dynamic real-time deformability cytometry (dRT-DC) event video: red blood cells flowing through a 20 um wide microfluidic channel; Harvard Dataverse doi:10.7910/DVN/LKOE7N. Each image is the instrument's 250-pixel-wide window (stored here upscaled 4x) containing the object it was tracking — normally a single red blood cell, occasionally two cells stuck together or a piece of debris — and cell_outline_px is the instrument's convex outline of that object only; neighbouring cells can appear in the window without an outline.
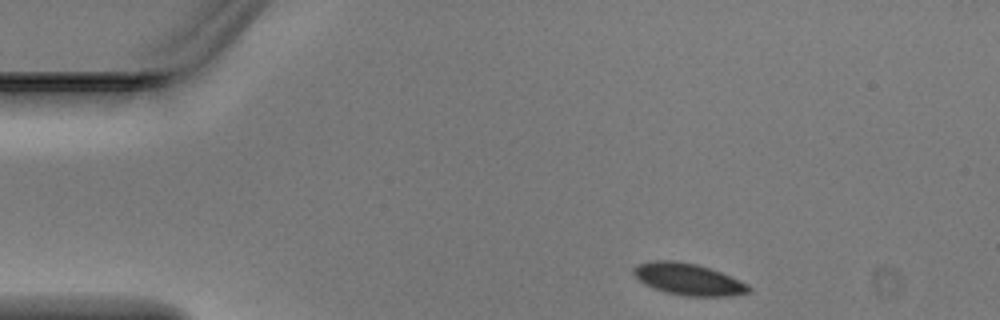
{"species": "Egyptian fruit bat (a non-hibernating species)", "species_latin": "Rousettus aegyptiacus", "temperature_condition": "warm", "stored_images_in_passage": 6, "camera_frame_rate_fps": 3000, "um_per_image_px": 0.085, "animal": {"sex": "male"}, "frame": {"image": 1, "passage_image": 1, "time_ms": 0.0, "image_size_px": [1000, 320], "cell_outline_px": [[752, 292], [732, 296], [684, 296], [664, 292], [652, 288], [644, 284], [632, 272], [632, 268], [636, 264], [652, 260], [672, 260], [696, 264], [720, 272], [748, 284], [752, 288]], "centroid_in_image_um": [58.49, 23.74], "position_along_channel_um": 26.5, "area_um2": 21.44}}
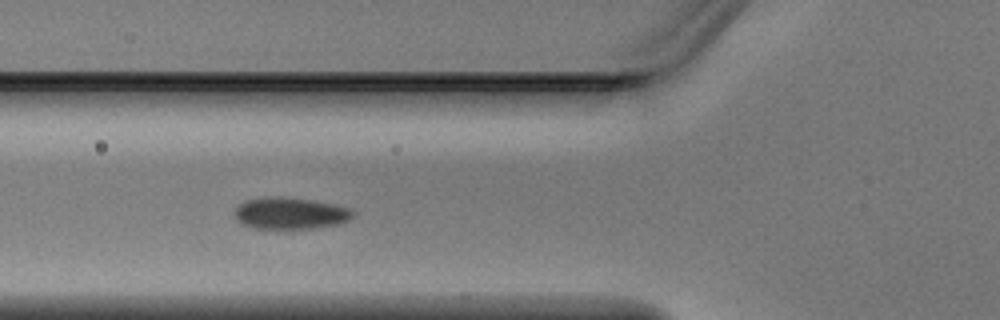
{"frame": {"image": 2, "passage_image": 4, "time_ms": 1.0, "image_size_px": [1000, 320], "cell_outline_px": [[356, 216], [348, 220], [336, 224], [312, 228], [256, 228], [240, 224], [236, 220], [232, 212], [236, 204], [244, 200], [264, 196], [280, 196], [312, 200], [336, 204], [348, 208], [356, 212]], "centroid_in_image_um": [24.6, 18.1], "position_along_channel_um": 101.2, "area_um2": 22.31}}
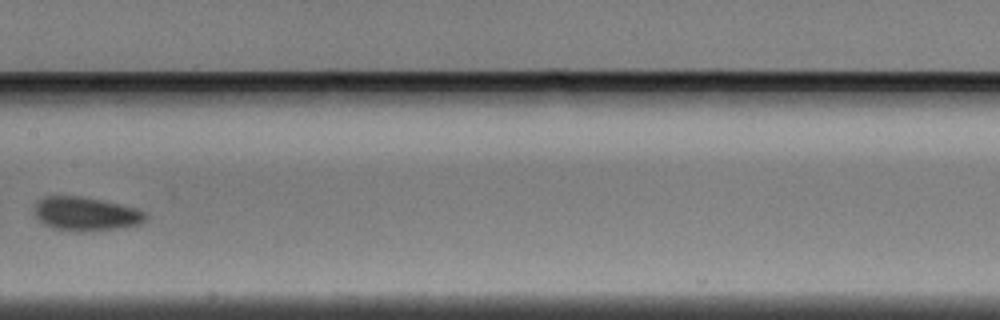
{"frame": {"image": 3, "passage_image": 6, "time_ms": 1.667, "image_size_px": [1000, 320], "cell_outline_px": [[148, 216], [140, 224], [120, 228], [80, 232], [76, 232], [52, 228], [44, 224], [32, 212], [32, 208], [36, 200], [44, 196], [80, 196], [104, 200], [136, 208], [144, 212]], "centroid_in_image_um": [7.24, 18.17], "position_along_channel_um": 200.2, "area_um2": 22.25}}